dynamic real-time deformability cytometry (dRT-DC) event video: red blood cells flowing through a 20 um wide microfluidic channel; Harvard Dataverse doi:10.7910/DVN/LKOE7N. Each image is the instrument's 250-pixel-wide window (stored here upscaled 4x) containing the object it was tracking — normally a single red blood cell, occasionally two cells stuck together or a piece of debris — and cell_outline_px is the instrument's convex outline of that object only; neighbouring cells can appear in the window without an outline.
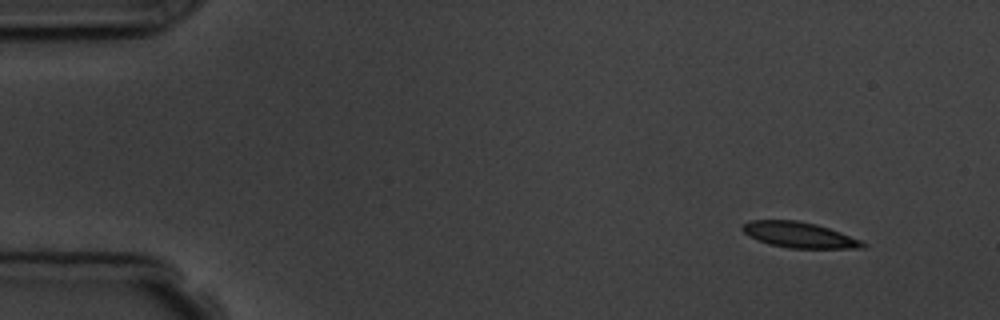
{"species": "common noctule bat (a hibernating species)", "species_latin": "Nyctalus noctula", "temperature_condition": "room temperature", "stored_images_in_passage": 4, "camera_frame_rate_fps": 3000, "um_per_image_px": 0.085, "animal": {"sex": "male", "body_mass_g": 19.5, "forearm_length_mm": 54.6}, "frame": {"image": 1, "passage_image": 1, "time_ms": 0.0, "image_size_px": [1000, 320], "cell_outline_px": [[868, 244], [864, 248], [788, 248], [768, 244], [756, 240], [748, 236], [740, 228], [744, 224], [752, 220], [796, 220], [816, 224], [840, 232], [860, 240]], "centroid_in_image_um": [67.91, 19.97], "position_along_channel_um": 17.1, "area_um2": 17.98}}
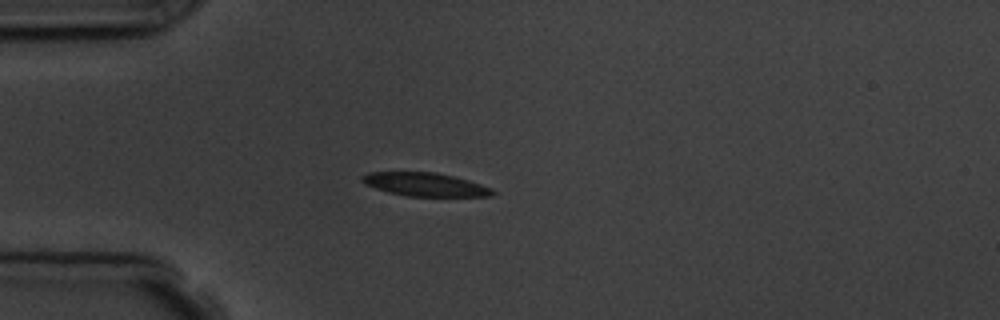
{"frame": {"image": 2, "passage_image": 3, "time_ms": 3.333, "image_size_px": [1000, 320], "cell_outline_px": [[496, 192], [492, 196], [408, 196], [388, 192], [364, 184], [360, 180], [360, 176], [368, 172], [436, 172], [468, 180], [492, 188]], "centroid_in_image_um": [36.11, 15.67], "position_along_channel_um": 48.9, "area_um2": 17.8}}